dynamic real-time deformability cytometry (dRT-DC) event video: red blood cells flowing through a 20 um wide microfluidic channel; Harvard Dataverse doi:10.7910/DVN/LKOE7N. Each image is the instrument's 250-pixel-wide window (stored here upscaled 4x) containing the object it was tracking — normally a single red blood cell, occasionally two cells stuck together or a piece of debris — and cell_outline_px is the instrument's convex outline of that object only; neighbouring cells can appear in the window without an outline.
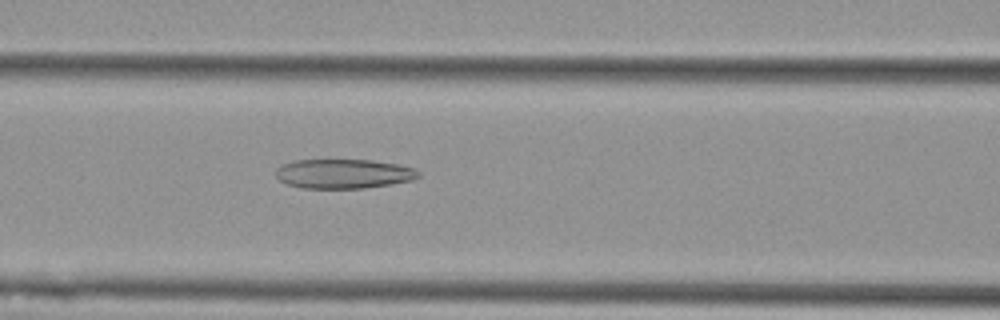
{"species": "Egyptian fruit bat (a non-hibernating species)", "species_latin": "Rousettus aegyptiacus", "temperature_condition": "cold", "stored_images_in_passage": 33, "camera_frame_rate_fps": 3000, "um_per_image_px": 0.085, "animal": {"sex": "female"}, "frame": {"image": 1, "passage_image": 7, "time_ms": 2.0, "image_size_px": [1000, 320], "cell_outline_px": [[420, 176], [412, 180], [392, 184], [364, 188], [304, 188], [288, 184], [280, 180], [276, 176], [276, 168], [280, 164], [296, 160], [372, 160], [396, 164], [416, 168], [420, 172]], "centroid_in_image_um": [29.22, 14.76], "position_along_channel_um": 137.4, "area_um2": 24.51}}
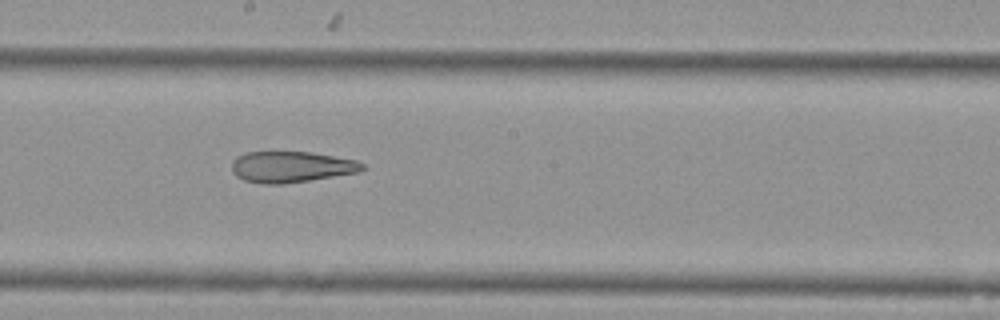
{"frame": {"image": 2, "passage_image": 14, "time_ms": 4.333, "image_size_px": [1000, 320], "cell_outline_px": [[364, 168], [360, 172], [284, 184], [264, 184], [244, 180], [236, 176], [232, 172], [232, 160], [236, 156], [244, 152], [312, 152], [356, 160], [364, 164]], "centroid_in_image_um": [24.73, 14.18], "position_along_channel_um": 223.5, "area_um2": 23.76}}
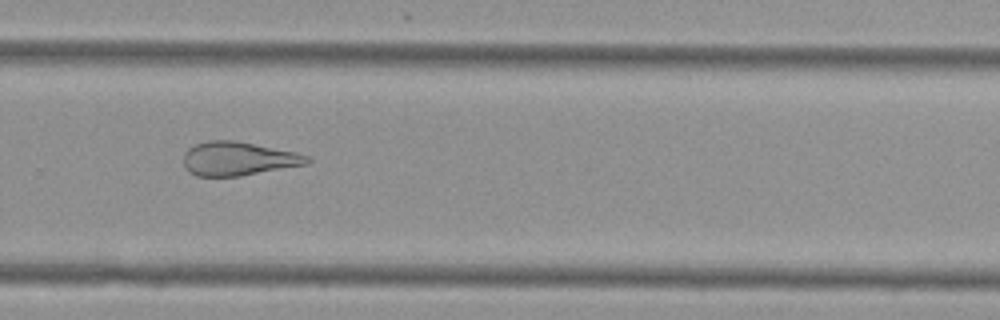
{"frame": {"image": 3, "passage_image": 21, "time_ms": 6.667, "image_size_px": [1000, 320], "cell_outline_px": [[312, 160], [308, 164], [240, 176], [196, 176], [188, 172], [184, 168], [184, 152], [188, 148], [196, 144], [208, 140], [236, 140], [296, 152], [308, 156]], "centroid_in_image_um": [20.24, 13.49], "position_along_channel_um": 309.6, "area_um2": 24.51}, "authors_computed_cell_mechanics": {"area_um2": 25.0852, "velocity_mm_per_s": 3.7061, "shape_relaxation_time_tau1_ms": null, "shape_relaxation_time_tau2_ms": 4.9655, "deformation_change_tau1": null, "deformation_change_tau2": 0.166}}